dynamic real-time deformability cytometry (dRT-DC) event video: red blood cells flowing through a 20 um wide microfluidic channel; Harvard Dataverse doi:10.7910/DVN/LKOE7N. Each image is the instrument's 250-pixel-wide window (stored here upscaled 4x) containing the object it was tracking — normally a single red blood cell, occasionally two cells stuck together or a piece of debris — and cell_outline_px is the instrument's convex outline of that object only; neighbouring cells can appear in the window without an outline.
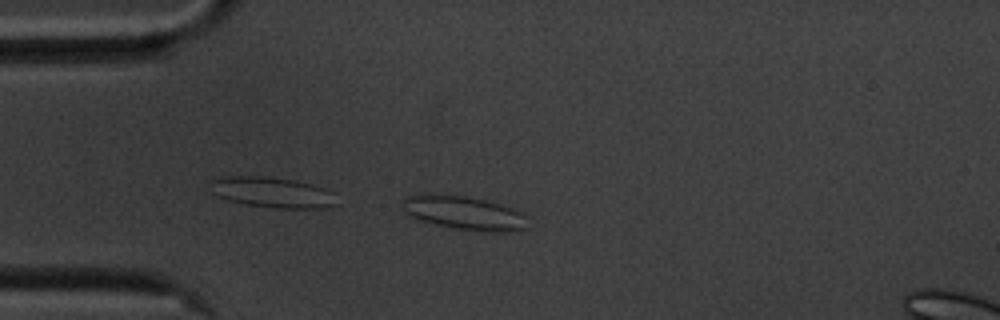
{"species": "common noctule bat (a hibernating species)", "species_latin": "Nyctalus noctula", "temperature_condition": "cold", "stored_images_in_passage": 15, "camera_frame_rate_fps": 3000, "um_per_image_px": 0.085, "animal": {"sex": "male", "body_mass_g": 20.1, "forearm_length_mm": 53.5}, "frame": {"image": 1, "passage_image": 1, "time_ms": 0.0, "image_size_px": [1000, 320], "cell_outline_px": [[528, 228], [512, 232], [500, 232], [456, 228], [416, 220], [408, 216], [400, 208], [404, 200], [408, 196], [464, 196], [484, 200], [500, 204], [512, 208], [528, 216]], "centroid_in_image_um": [39.51, 18.14], "position_along_channel_um": 45.5, "area_um2": 24.16}}
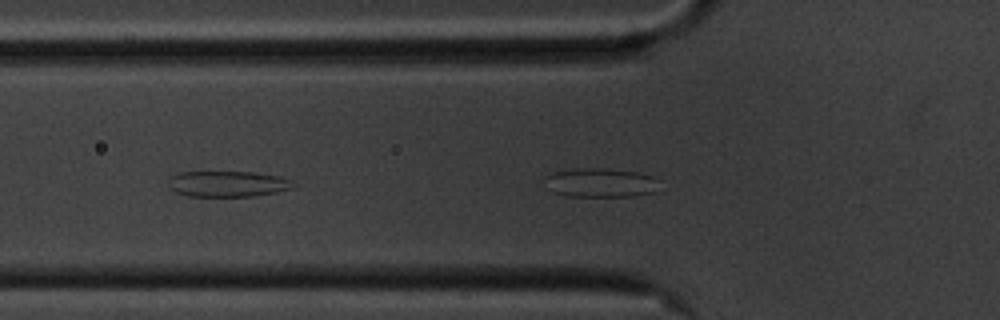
{"frame": {"image": 2, "passage_image": 5, "time_ms": 1.333, "image_size_px": [1000, 320], "cell_outline_px": [[296, 184], [292, 188], [276, 192], [252, 196], [188, 196], [176, 192], [168, 184], [168, 180], [172, 176], [180, 172], [252, 172], [280, 176]], "centroid_in_image_um": [19.35, 15.63], "position_along_channel_um": 106.5, "area_um2": 18.61}}